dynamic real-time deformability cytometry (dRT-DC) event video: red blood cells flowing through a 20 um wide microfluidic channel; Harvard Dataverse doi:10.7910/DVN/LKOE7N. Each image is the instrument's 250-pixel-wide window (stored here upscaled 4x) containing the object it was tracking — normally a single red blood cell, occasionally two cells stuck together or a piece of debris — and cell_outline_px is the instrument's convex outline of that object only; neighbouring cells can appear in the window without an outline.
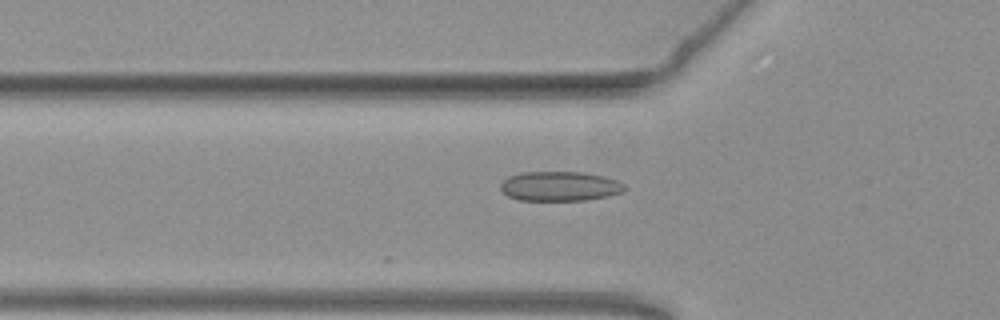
{"species": "common noctule bat (a hibernating species)", "species_latin": "Nyctalus noctula", "temperature_condition": "warm", "stored_images_in_passage": 16, "camera_frame_rate_fps": 3000, "um_per_image_px": 0.085, "animal": {"sex": "female", "body_mass_g": 19.3, "forearm_length_mm": 54.1}, "frame": {"image": 1, "passage_image": 2, "time_ms": 0.333, "image_size_px": [1000, 320], "cell_outline_px": [[628, 188], [620, 192], [608, 196], [588, 200], [520, 200], [508, 196], [500, 188], [500, 184], [508, 176], [520, 172], [584, 172], [604, 176], [616, 180], [624, 184]], "centroid_in_image_um": [47.59, 15.82], "position_along_channel_um": 78.2, "area_um2": 21.44}}
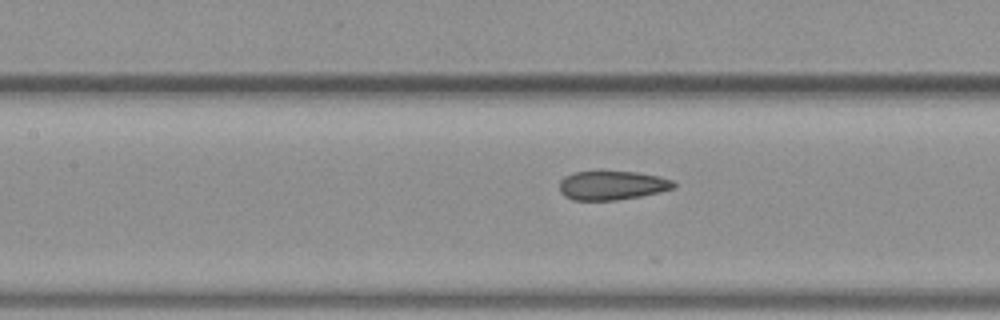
{"frame": {"image": 2, "passage_image": 8, "time_ms": 2.333, "image_size_px": [1000, 320], "cell_outline_px": [[676, 188], [660, 192], [640, 196], [616, 200], [572, 200], [564, 196], [560, 192], [560, 180], [564, 176], [572, 172], [600, 168], [636, 172], [660, 176], [672, 180], [676, 184]], "centroid_in_image_um": [51.99, 15.7], "position_along_channel_um": 155.4, "area_um2": 20.29}}
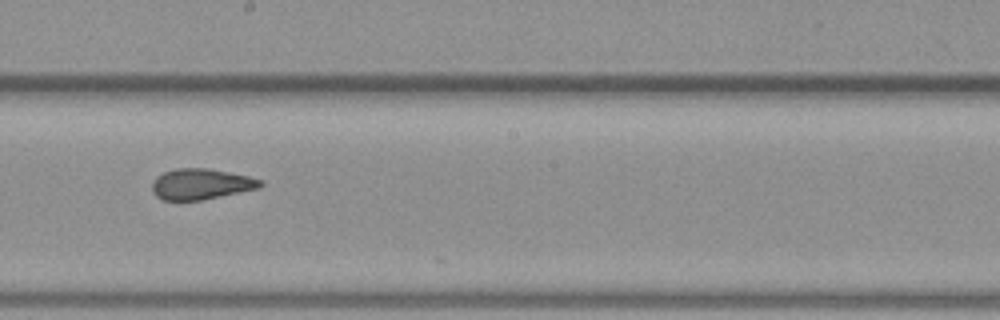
{"frame": {"image": 3, "passage_image": 14, "time_ms": 4.333, "image_size_px": [1000, 320], "cell_outline_px": [[264, 184], [260, 188], [200, 200], [164, 200], [156, 196], [152, 192], [152, 180], [156, 176], [164, 172], [176, 168], [208, 168], [248, 176], [264, 180]], "centroid_in_image_um": [17.08, 15.64], "position_along_channel_um": 231.1, "area_um2": 19.48}}